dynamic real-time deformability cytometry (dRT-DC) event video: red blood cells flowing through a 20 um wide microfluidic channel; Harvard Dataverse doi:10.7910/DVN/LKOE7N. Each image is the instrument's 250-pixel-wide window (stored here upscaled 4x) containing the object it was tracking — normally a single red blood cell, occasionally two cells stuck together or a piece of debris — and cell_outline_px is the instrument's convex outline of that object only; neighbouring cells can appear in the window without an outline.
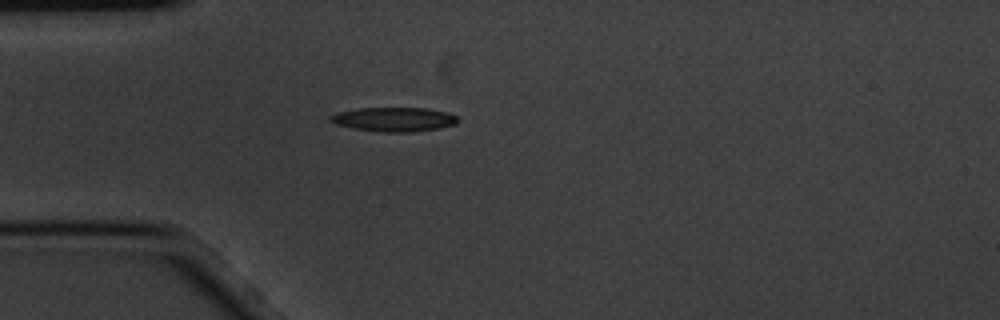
{"species": "common noctule bat (a hibernating species)", "species_latin": "Nyctalus noctula", "temperature_condition": "cold", "stored_images_in_passage": 1, "camera_frame_rate_fps": 3000, "um_per_image_px": 0.085, "animal": {"sex": "male", "body_mass_g": 20.1, "forearm_length_mm": 53.5}, "frame": {"image": 1, "passage_image": 1, "time_ms": 0.0, "image_size_px": [1000, 320], "cell_outline_px": [[456, 124], [440, 128], [412, 132], [380, 132], [352, 128], [336, 124], [328, 120], [328, 116], [336, 112], [360, 108], [428, 108], [448, 112], [456, 116]], "centroid_in_image_um": [33.45, 10.14], "position_along_channel_um": 51.5, "area_um2": 18.09}}